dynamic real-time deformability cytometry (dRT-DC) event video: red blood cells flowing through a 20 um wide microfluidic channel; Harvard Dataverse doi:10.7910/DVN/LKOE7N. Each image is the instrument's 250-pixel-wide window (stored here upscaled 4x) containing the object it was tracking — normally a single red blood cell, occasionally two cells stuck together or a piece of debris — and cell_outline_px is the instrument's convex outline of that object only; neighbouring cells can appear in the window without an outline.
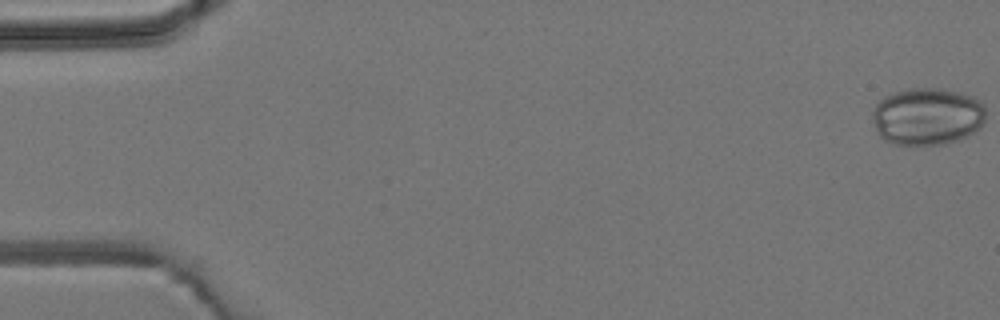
{"species": "common noctule bat (a hibernating species)", "species_latin": "Nyctalus noctula", "temperature_condition": "room temperature", "stored_images_in_passage": 4, "camera_frame_rate_fps": 3000, "um_per_image_px": 0.085, "animal": {"sex": "male", "body_mass_g": 19.2, "forearm_length_mm": 51.8}, "frame": {"image": 1, "passage_image": 1, "time_ms": 0.0, "image_size_px": [1000, 320], "cell_outline_px": [[984, 120], [980, 128], [968, 136], [960, 140], [944, 144], [896, 144], [884, 140], [880, 136], [872, 120], [872, 112], [876, 100], [892, 92], [908, 88], [940, 88], [960, 92], [972, 96], [980, 100], [984, 104]], "centroid_in_image_um": [78.8, 9.87], "position_along_channel_um": 6.2, "area_um2": 38.38}}